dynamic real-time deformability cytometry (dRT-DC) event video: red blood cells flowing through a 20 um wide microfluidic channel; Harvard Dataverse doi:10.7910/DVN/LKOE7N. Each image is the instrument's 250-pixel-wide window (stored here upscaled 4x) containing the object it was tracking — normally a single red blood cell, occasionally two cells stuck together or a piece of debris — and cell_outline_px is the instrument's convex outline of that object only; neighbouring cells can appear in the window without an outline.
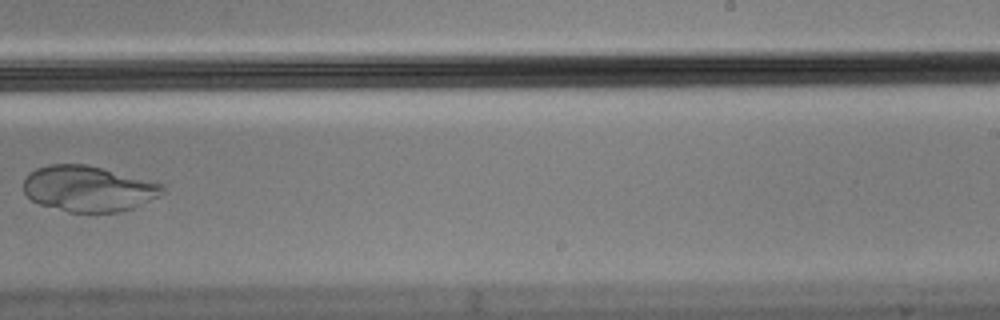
{"species": "Egyptian fruit bat (a non-hibernating species)", "species_latin": "Rousettus aegyptiacus", "temperature_condition": "cold", "stored_images_in_passage": 16, "camera_frame_rate_fps": 3000, "um_per_image_px": 0.085, "animal": {"sex": "male"}, "frame": {"image": 1, "passage_image": 10, "time_ms": 3.0, "image_size_px": [1000, 320], "cell_outline_px": [[168, 192], [160, 196], [132, 208], [120, 212], [68, 212], [40, 204], [32, 200], [24, 192], [24, 180], [28, 172], [36, 168], [48, 164], [84, 164], [164, 184], [168, 188]], "centroid_in_image_um": [7.53, 16.04], "position_along_channel_um": 281.5, "area_um2": 37.11}}